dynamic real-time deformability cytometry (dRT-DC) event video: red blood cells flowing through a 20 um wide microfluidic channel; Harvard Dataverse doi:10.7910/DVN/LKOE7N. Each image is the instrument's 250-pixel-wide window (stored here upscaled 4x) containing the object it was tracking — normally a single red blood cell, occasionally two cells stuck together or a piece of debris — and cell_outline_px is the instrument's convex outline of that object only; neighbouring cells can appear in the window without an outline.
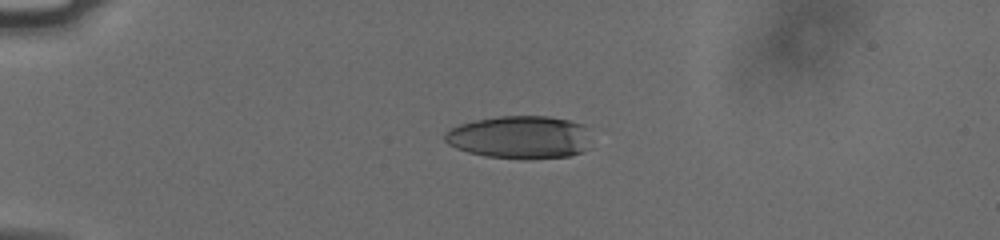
{"species": "human", "species_latin": "Homo sapiens", "temperature_condition": "cold", "stored_images_in_passage": 9, "camera_frame_rate_fps": 3000, "um_per_image_px": 0.085, "donor": {"sex": "male"}, "frame": {"image": 1, "passage_image": 6, "time_ms": 1.667, "image_size_px": [1000, 240], "cell_outline_px": [[584, 148], [580, 152], [568, 156], [524, 160], [484, 156], [468, 152], [456, 148], [448, 144], [444, 140], [444, 136], [452, 128], [460, 124], [476, 120], [500, 116], [548, 116], [568, 120], [584, 124]], "centroid_in_image_um": [44.1, 11.67], "position_along_channel_um": 40.9, "area_um2": 36.07}}
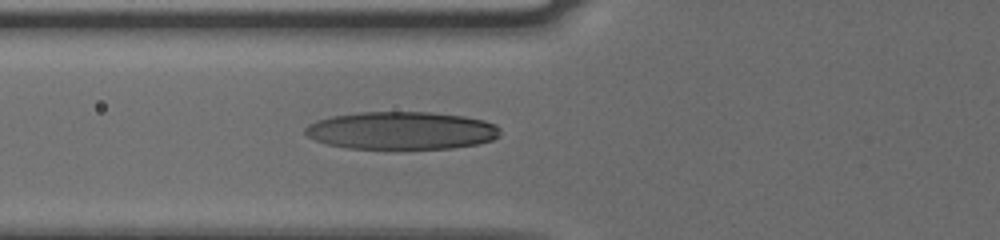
{"frame": {"image": 2, "passage_image": 9, "time_ms": 2.667, "image_size_px": [1000, 240], "cell_outline_px": [[500, 136], [492, 140], [476, 144], [452, 148], [348, 148], [328, 144], [316, 140], [308, 136], [304, 132], [304, 128], [308, 124], [316, 120], [332, 116], [360, 112], [428, 112], [464, 116], [484, 120], [496, 124], [500, 128]], "centroid_in_image_um": [34.14, 11.09], "position_along_channel_um": 91.7, "area_um2": 42.83}}